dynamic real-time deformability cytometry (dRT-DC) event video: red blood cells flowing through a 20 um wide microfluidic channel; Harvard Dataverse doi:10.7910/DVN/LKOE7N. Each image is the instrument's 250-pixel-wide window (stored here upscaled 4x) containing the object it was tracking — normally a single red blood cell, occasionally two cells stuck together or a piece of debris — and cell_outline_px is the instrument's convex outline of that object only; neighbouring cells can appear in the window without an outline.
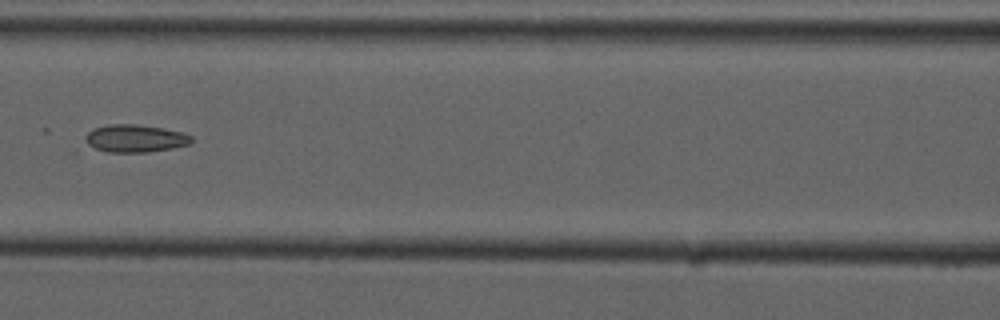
{"species": "common noctule bat (a hibernating species)", "species_latin": "Nyctalus noctula", "temperature_condition": "cold", "stored_images_in_passage": 6, "camera_frame_rate_fps": 3000, "um_per_image_px": 0.085, "animal": {"sex": "male", "forearm_length_mm": 52.5}, "frame": {"image": 1, "passage_image": 5, "time_ms": 4.667, "image_size_px": [1000, 320], "cell_outline_px": [[192, 140], [188, 144], [172, 148], [148, 152], [108, 152], [84, 148], [84, 136], [92, 128], [108, 124], [136, 124], [164, 128], [184, 132], [192, 136]], "centroid_in_image_um": [11.38, 11.77], "position_along_channel_um": 155.2, "area_um2": 17.63}}
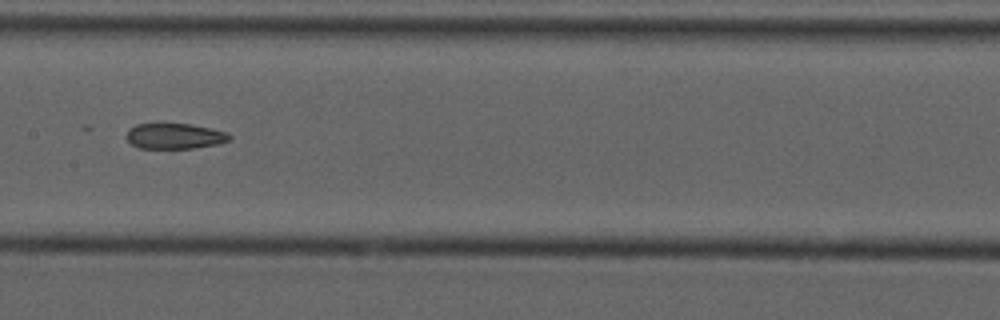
{"frame": {"image": 2, "passage_image": 6, "time_ms": 5.667, "image_size_px": [1000, 320], "cell_outline_px": [[232, 136], [228, 140], [216, 144], [192, 148], [140, 148], [132, 144], [128, 140], [128, 128], [136, 124], [192, 124], [212, 128], [228, 132]], "centroid_in_image_um": [14.87, 11.56], "position_along_channel_um": 192.5, "area_um2": 15.2}}